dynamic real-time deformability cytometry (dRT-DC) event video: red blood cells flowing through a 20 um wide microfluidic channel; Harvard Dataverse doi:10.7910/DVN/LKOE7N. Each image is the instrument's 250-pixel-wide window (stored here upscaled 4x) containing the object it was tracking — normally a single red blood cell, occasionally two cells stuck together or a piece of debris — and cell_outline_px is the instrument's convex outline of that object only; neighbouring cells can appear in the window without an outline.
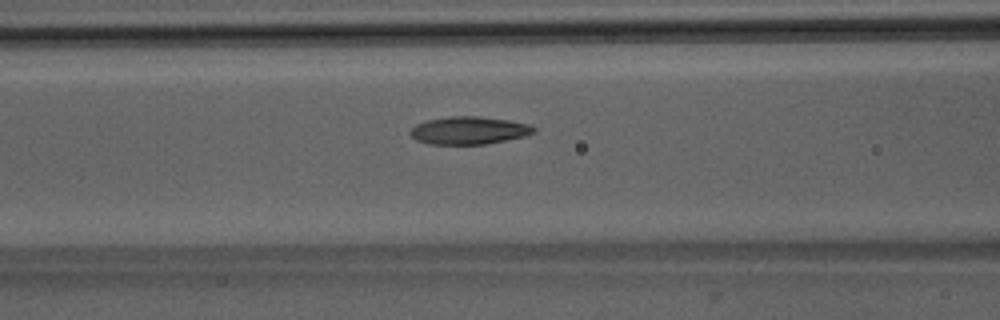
{"species": "Egyptian fruit bat (a non-hibernating species)", "species_latin": "Rousettus aegyptiacus", "temperature_condition": "room temperature", "stored_images_in_passage": 48, "camera_frame_rate_fps": 3000, "um_per_image_px": 0.085, "animal": {"sex": "male"}, "frame": {"image": 1, "passage_image": 18, "time_ms": 5.667, "image_size_px": [1000, 320], "cell_outline_px": [[536, 132], [524, 136], [484, 144], [428, 144], [416, 140], [408, 132], [416, 124], [428, 120], [452, 116], [476, 116], [508, 120], [528, 124], [536, 128]], "centroid_in_image_um": [39.84, 11.09], "position_along_channel_um": 126.8, "area_um2": 19.77}}
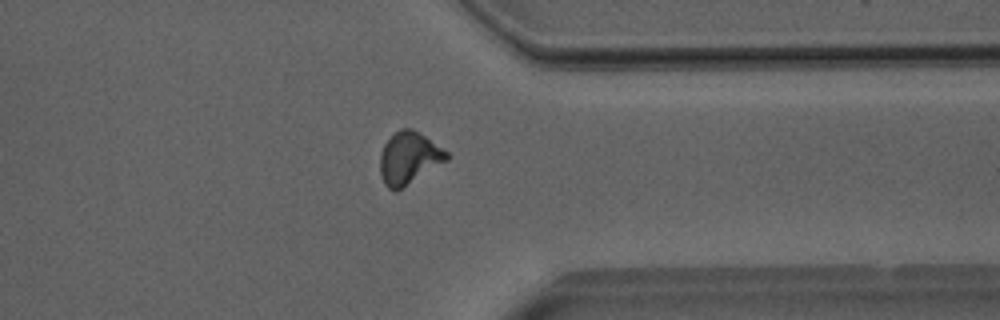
{"frame": {"image": 2, "passage_image": 37, "time_ms": 12.0, "image_size_px": [1000, 320], "cell_outline_px": [[448, 160], [396, 192], [388, 188], [384, 184], [380, 176], [380, 152], [384, 144], [400, 128], [412, 128], [448, 152]], "centroid_in_image_um": [34.73, 13.46], "position_along_channel_um": 376.7, "area_um2": 20.17}}
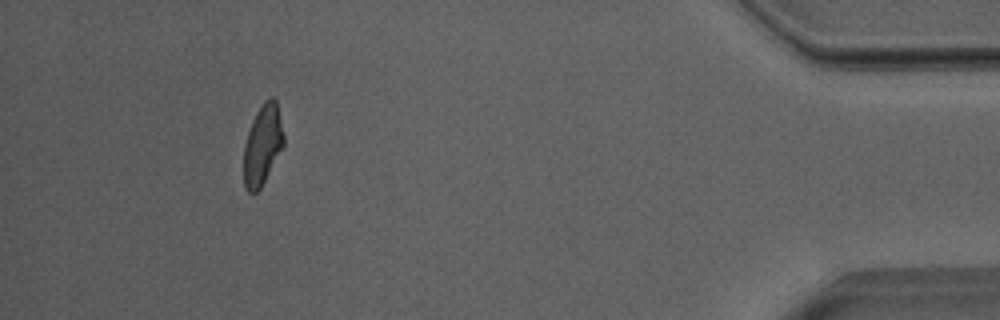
{"frame": {"image": 3, "passage_image": 44, "time_ms": 14.333, "image_size_px": [1000, 320], "cell_outline_px": [[284, 148], [260, 188], [256, 192], [248, 192], [244, 188], [244, 144], [252, 120], [256, 112], [264, 100], [272, 96], [276, 100], [284, 136]], "centroid_in_image_um": [22.32, 12.31], "position_along_channel_um": 412.9, "area_um2": 18.79}, "authors_computed_cell_mechanics": {"area_um2": 19.7387, "velocity_mm_per_s": 4.0128, "shape_relaxation_time_tau1_ms": 5.0321, "shape_relaxation_time_tau2_ms": 2.261, "deformation_change_tau1": 0.1555, "deformation_change_tau2": 0.0815}}